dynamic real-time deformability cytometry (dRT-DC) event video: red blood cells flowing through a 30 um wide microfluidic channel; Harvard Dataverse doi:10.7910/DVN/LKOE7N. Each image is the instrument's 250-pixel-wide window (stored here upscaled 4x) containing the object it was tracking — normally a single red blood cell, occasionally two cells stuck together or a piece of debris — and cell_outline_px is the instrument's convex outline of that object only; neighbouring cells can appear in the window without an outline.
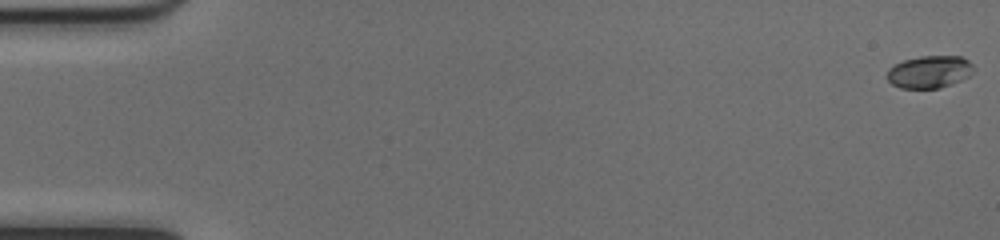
{"species": "common noctule bat (a hibernating species)", "species_latin": "Nyctalus noctula", "temperature_condition": "cold", "stored_images_in_passage": 7, "camera_frame_rate_fps": 3000, "um_per_image_px": 0.085, "animal": {"sex": "female", "body_mass_g": 17.0, "forearm_length_mm": 48.0}, "frame": {"image": 1, "passage_image": 1, "time_ms": 0.0, "image_size_px": [1000, 240], "cell_outline_px": [[976, 68], [968, 76], [952, 84], [940, 88], [900, 88], [892, 84], [884, 76], [888, 68], [904, 60], [920, 56], [960, 56], [968, 60]], "centroid_in_image_um": [78.98, 6.11], "position_along_channel_um": 6.0, "area_um2": 16.47}}